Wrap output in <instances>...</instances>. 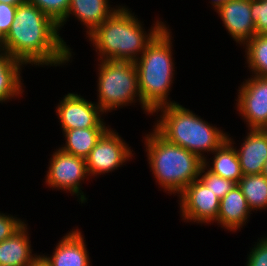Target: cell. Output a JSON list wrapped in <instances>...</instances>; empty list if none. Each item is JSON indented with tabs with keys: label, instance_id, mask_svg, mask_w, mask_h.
Instances as JSON below:
<instances>
[{
	"label": "cell",
	"instance_id": "obj_2",
	"mask_svg": "<svg viewBox=\"0 0 267 266\" xmlns=\"http://www.w3.org/2000/svg\"><path fill=\"white\" fill-rule=\"evenodd\" d=\"M127 7H119L87 37L95 46L99 60L135 62L147 45L166 26L156 21L144 31L136 15Z\"/></svg>",
	"mask_w": 267,
	"mask_h": 266
},
{
	"label": "cell",
	"instance_id": "obj_29",
	"mask_svg": "<svg viewBox=\"0 0 267 266\" xmlns=\"http://www.w3.org/2000/svg\"><path fill=\"white\" fill-rule=\"evenodd\" d=\"M29 266H51L43 255H38Z\"/></svg>",
	"mask_w": 267,
	"mask_h": 266
},
{
	"label": "cell",
	"instance_id": "obj_10",
	"mask_svg": "<svg viewBox=\"0 0 267 266\" xmlns=\"http://www.w3.org/2000/svg\"><path fill=\"white\" fill-rule=\"evenodd\" d=\"M178 197L183 220L199 224L216 222L220 199L199 179L189 184Z\"/></svg>",
	"mask_w": 267,
	"mask_h": 266
},
{
	"label": "cell",
	"instance_id": "obj_21",
	"mask_svg": "<svg viewBox=\"0 0 267 266\" xmlns=\"http://www.w3.org/2000/svg\"><path fill=\"white\" fill-rule=\"evenodd\" d=\"M237 185L251 211L267 208V178L263 174L244 175Z\"/></svg>",
	"mask_w": 267,
	"mask_h": 266
},
{
	"label": "cell",
	"instance_id": "obj_32",
	"mask_svg": "<svg viewBox=\"0 0 267 266\" xmlns=\"http://www.w3.org/2000/svg\"><path fill=\"white\" fill-rule=\"evenodd\" d=\"M5 35L0 31V49L4 51Z\"/></svg>",
	"mask_w": 267,
	"mask_h": 266
},
{
	"label": "cell",
	"instance_id": "obj_14",
	"mask_svg": "<svg viewBox=\"0 0 267 266\" xmlns=\"http://www.w3.org/2000/svg\"><path fill=\"white\" fill-rule=\"evenodd\" d=\"M58 242L52 256L43 255L51 266H90L89 253L79 229H72Z\"/></svg>",
	"mask_w": 267,
	"mask_h": 266
},
{
	"label": "cell",
	"instance_id": "obj_33",
	"mask_svg": "<svg viewBox=\"0 0 267 266\" xmlns=\"http://www.w3.org/2000/svg\"><path fill=\"white\" fill-rule=\"evenodd\" d=\"M261 174H263L267 178V160L264 163L263 171Z\"/></svg>",
	"mask_w": 267,
	"mask_h": 266
},
{
	"label": "cell",
	"instance_id": "obj_19",
	"mask_svg": "<svg viewBox=\"0 0 267 266\" xmlns=\"http://www.w3.org/2000/svg\"><path fill=\"white\" fill-rule=\"evenodd\" d=\"M24 64L6 51L0 52V103L22 95L20 76Z\"/></svg>",
	"mask_w": 267,
	"mask_h": 266
},
{
	"label": "cell",
	"instance_id": "obj_4",
	"mask_svg": "<svg viewBox=\"0 0 267 266\" xmlns=\"http://www.w3.org/2000/svg\"><path fill=\"white\" fill-rule=\"evenodd\" d=\"M159 111L162 114L154 129L167 141L197 154L203 160L206 158L204 152L212 153L227 140L228 134L179 103L161 106L153 113Z\"/></svg>",
	"mask_w": 267,
	"mask_h": 266
},
{
	"label": "cell",
	"instance_id": "obj_26",
	"mask_svg": "<svg viewBox=\"0 0 267 266\" xmlns=\"http://www.w3.org/2000/svg\"><path fill=\"white\" fill-rule=\"evenodd\" d=\"M249 253L246 266H267V237H262Z\"/></svg>",
	"mask_w": 267,
	"mask_h": 266
},
{
	"label": "cell",
	"instance_id": "obj_11",
	"mask_svg": "<svg viewBox=\"0 0 267 266\" xmlns=\"http://www.w3.org/2000/svg\"><path fill=\"white\" fill-rule=\"evenodd\" d=\"M62 131L77 128H109L101 118L103 111L91 101L81 97L80 94L68 93L63 97L57 107Z\"/></svg>",
	"mask_w": 267,
	"mask_h": 266
},
{
	"label": "cell",
	"instance_id": "obj_12",
	"mask_svg": "<svg viewBox=\"0 0 267 266\" xmlns=\"http://www.w3.org/2000/svg\"><path fill=\"white\" fill-rule=\"evenodd\" d=\"M215 11L222 19L225 29L241 46L256 34L250 0H227Z\"/></svg>",
	"mask_w": 267,
	"mask_h": 266
},
{
	"label": "cell",
	"instance_id": "obj_28",
	"mask_svg": "<svg viewBox=\"0 0 267 266\" xmlns=\"http://www.w3.org/2000/svg\"><path fill=\"white\" fill-rule=\"evenodd\" d=\"M17 6L0 3V31L6 35L14 21Z\"/></svg>",
	"mask_w": 267,
	"mask_h": 266
},
{
	"label": "cell",
	"instance_id": "obj_1",
	"mask_svg": "<svg viewBox=\"0 0 267 266\" xmlns=\"http://www.w3.org/2000/svg\"><path fill=\"white\" fill-rule=\"evenodd\" d=\"M5 35L4 51L25 66H60L70 61L72 49L59 36L58 24L28 1L17 6Z\"/></svg>",
	"mask_w": 267,
	"mask_h": 266
},
{
	"label": "cell",
	"instance_id": "obj_15",
	"mask_svg": "<svg viewBox=\"0 0 267 266\" xmlns=\"http://www.w3.org/2000/svg\"><path fill=\"white\" fill-rule=\"evenodd\" d=\"M119 6L109 5V0H70L66 17L58 24L59 30L72 14L87 28L86 34H91L100 26Z\"/></svg>",
	"mask_w": 267,
	"mask_h": 266
},
{
	"label": "cell",
	"instance_id": "obj_7",
	"mask_svg": "<svg viewBox=\"0 0 267 266\" xmlns=\"http://www.w3.org/2000/svg\"><path fill=\"white\" fill-rule=\"evenodd\" d=\"M45 183L50 188L70 191L77 195L81 204L87 201L81 189V182L89 179L84 158L66 153L58 148L52 155Z\"/></svg>",
	"mask_w": 267,
	"mask_h": 266
},
{
	"label": "cell",
	"instance_id": "obj_30",
	"mask_svg": "<svg viewBox=\"0 0 267 266\" xmlns=\"http://www.w3.org/2000/svg\"><path fill=\"white\" fill-rule=\"evenodd\" d=\"M1 2L9 4V5L18 6L20 4L26 3L27 0H0V3Z\"/></svg>",
	"mask_w": 267,
	"mask_h": 266
},
{
	"label": "cell",
	"instance_id": "obj_13",
	"mask_svg": "<svg viewBox=\"0 0 267 266\" xmlns=\"http://www.w3.org/2000/svg\"><path fill=\"white\" fill-rule=\"evenodd\" d=\"M250 132L236 149L244 175H259L267 160V129H249Z\"/></svg>",
	"mask_w": 267,
	"mask_h": 266
},
{
	"label": "cell",
	"instance_id": "obj_9",
	"mask_svg": "<svg viewBox=\"0 0 267 266\" xmlns=\"http://www.w3.org/2000/svg\"><path fill=\"white\" fill-rule=\"evenodd\" d=\"M238 90L237 110L249 129H267V77L253 75Z\"/></svg>",
	"mask_w": 267,
	"mask_h": 266
},
{
	"label": "cell",
	"instance_id": "obj_27",
	"mask_svg": "<svg viewBox=\"0 0 267 266\" xmlns=\"http://www.w3.org/2000/svg\"><path fill=\"white\" fill-rule=\"evenodd\" d=\"M25 224L15 216L0 213V242L8 239Z\"/></svg>",
	"mask_w": 267,
	"mask_h": 266
},
{
	"label": "cell",
	"instance_id": "obj_23",
	"mask_svg": "<svg viewBox=\"0 0 267 266\" xmlns=\"http://www.w3.org/2000/svg\"><path fill=\"white\" fill-rule=\"evenodd\" d=\"M204 166L201 167L198 179L221 200L236 185L233 181L215 175L210 171H205ZM204 173V174H203ZM203 174V175H202Z\"/></svg>",
	"mask_w": 267,
	"mask_h": 266
},
{
	"label": "cell",
	"instance_id": "obj_8",
	"mask_svg": "<svg viewBox=\"0 0 267 266\" xmlns=\"http://www.w3.org/2000/svg\"><path fill=\"white\" fill-rule=\"evenodd\" d=\"M115 131L109 128L85 158L90 177L110 173L132 158L131 147Z\"/></svg>",
	"mask_w": 267,
	"mask_h": 266
},
{
	"label": "cell",
	"instance_id": "obj_25",
	"mask_svg": "<svg viewBox=\"0 0 267 266\" xmlns=\"http://www.w3.org/2000/svg\"><path fill=\"white\" fill-rule=\"evenodd\" d=\"M250 9L256 34H267V0H250Z\"/></svg>",
	"mask_w": 267,
	"mask_h": 266
},
{
	"label": "cell",
	"instance_id": "obj_24",
	"mask_svg": "<svg viewBox=\"0 0 267 266\" xmlns=\"http://www.w3.org/2000/svg\"><path fill=\"white\" fill-rule=\"evenodd\" d=\"M59 24L67 15L70 0H27Z\"/></svg>",
	"mask_w": 267,
	"mask_h": 266
},
{
	"label": "cell",
	"instance_id": "obj_18",
	"mask_svg": "<svg viewBox=\"0 0 267 266\" xmlns=\"http://www.w3.org/2000/svg\"><path fill=\"white\" fill-rule=\"evenodd\" d=\"M232 140L233 138L228 135L227 140L212 152L214 154L212 166L208 164L210 162L206 158L203 160V166L211 173L237 184L243 177V173L236 148L233 146L235 143Z\"/></svg>",
	"mask_w": 267,
	"mask_h": 266
},
{
	"label": "cell",
	"instance_id": "obj_20",
	"mask_svg": "<svg viewBox=\"0 0 267 266\" xmlns=\"http://www.w3.org/2000/svg\"><path fill=\"white\" fill-rule=\"evenodd\" d=\"M109 128H77L63 131L65 136V145L59 147L62 151L78 156L81 158H86L94 146L97 144L101 136Z\"/></svg>",
	"mask_w": 267,
	"mask_h": 266
},
{
	"label": "cell",
	"instance_id": "obj_6",
	"mask_svg": "<svg viewBox=\"0 0 267 266\" xmlns=\"http://www.w3.org/2000/svg\"><path fill=\"white\" fill-rule=\"evenodd\" d=\"M99 61L97 105L103 113L122 108L139 100L144 112L151 115L152 113L145 106H142L135 62Z\"/></svg>",
	"mask_w": 267,
	"mask_h": 266
},
{
	"label": "cell",
	"instance_id": "obj_5",
	"mask_svg": "<svg viewBox=\"0 0 267 266\" xmlns=\"http://www.w3.org/2000/svg\"><path fill=\"white\" fill-rule=\"evenodd\" d=\"M144 140L153 177L166 192L179 196L198 179L203 159L197 154L167 141L155 129Z\"/></svg>",
	"mask_w": 267,
	"mask_h": 266
},
{
	"label": "cell",
	"instance_id": "obj_16",
	"mask_svg": "<svg viewBox=\"0 0 267 266\" xmlns=\"http://www.w3.org/2000/svg\"><path fill=\"white\" fill-rule=\"evenodd\" d=\"M252 214L241 189L236 184L221 200L216 222L228 231L236 232L246 225ZM236 230V231H235Z\"/></svg>",
	"mask_w": 267,
	"mask_h": 266
},
{
	"label": "cell",
	"instance_id": "obj_22",
	"mask_svg": "<svg viewBox=\"0 0 267 266\" xmlns=\"http://www.w3.org/2000/svg\"><path fill=\"white\" fill-rule=\"evenodd\" d=\"M246 63L253 75L267 77V34H255L246 41Z\"/></svg>",
	"mask_w": 267,
	"mask_h": 266
},
{
	"label": "cell",
	"instance_id": "obj_17",
	"mask_svg": "<svg viewBox=\"0 0 267 266\" xmlns=\"http://www.w3.org/2000/svg\"><path fill=\"white\" fill-rule=\"evenodd\" d=\"M27 224H24L8 239L0 242V265L29 266L38 256L32 254Z\"/></svg>",
	"mask_w": 267,
	"mask_h": 266
},
{
	"label": "cell",
	"instance_id": "obj_31",
	"mask_svg": "<svg viewBox=\"0 0 267 266\" xmlns=\"http://www.w3.org/2000/svg\"><path fill=\"white\" fill-rule=\"evenodd\" d=\"M227 0H212L211 4L214 6V10H217L221 5H223Z\"/></svg>",
	"mask_w": 267,
	"mask_h": 266
},
{
	"label": "cell",
	"instance_id": "obj_3",
	"mask_svg": "<svg viewBox=\"0 0 267 266\" xmlns=\"http://www.w3.org/2000/svg\"><path fill=\"white\" fill-rule=\"evenodd\" d=\"M165 26L135 61L142 106L153 112L161 106L177 104L168 99L175 74L172 34Z\"/></svg>",
	"mask_w": 267,
	"mask_h": 266
}]
</instances>
